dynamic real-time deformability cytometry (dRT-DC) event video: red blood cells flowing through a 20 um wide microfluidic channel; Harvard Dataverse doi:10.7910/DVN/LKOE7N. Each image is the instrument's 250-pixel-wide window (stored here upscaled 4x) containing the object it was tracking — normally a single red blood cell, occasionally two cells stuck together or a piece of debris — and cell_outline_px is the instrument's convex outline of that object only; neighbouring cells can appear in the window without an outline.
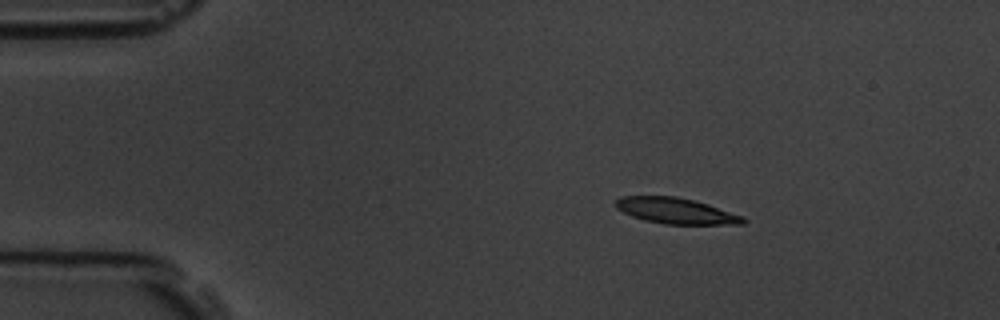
{"species": "common noctule bat (a hibernating species)", "species_latin": "Nyctalus noctula", "temperature_condition": "room temperature", "stored_images_in_passage": 4, "camera_frame_rate_fps": 3000, "um_per_image_px": 0.085, "animal": {"sex": "male", "body_mass_g": 19.5, "forearm_length_mm": 54.6}, "frame": {"image": 1, "passage_image": 2, "time_ms": 2.0, "image_size_px": [1000, 320], "cell_outline_px": [[748, 220], [744, 224], [664, 224], [644, 220], [632, 216], [616, 208], [616, 200], [620, 196], [676, 196], [708, 204], [744, 216]], "centroid_in_image_um": [57.48, 17.92], "position_along_channel_um": 27.5, "area_um2": 19.19}}